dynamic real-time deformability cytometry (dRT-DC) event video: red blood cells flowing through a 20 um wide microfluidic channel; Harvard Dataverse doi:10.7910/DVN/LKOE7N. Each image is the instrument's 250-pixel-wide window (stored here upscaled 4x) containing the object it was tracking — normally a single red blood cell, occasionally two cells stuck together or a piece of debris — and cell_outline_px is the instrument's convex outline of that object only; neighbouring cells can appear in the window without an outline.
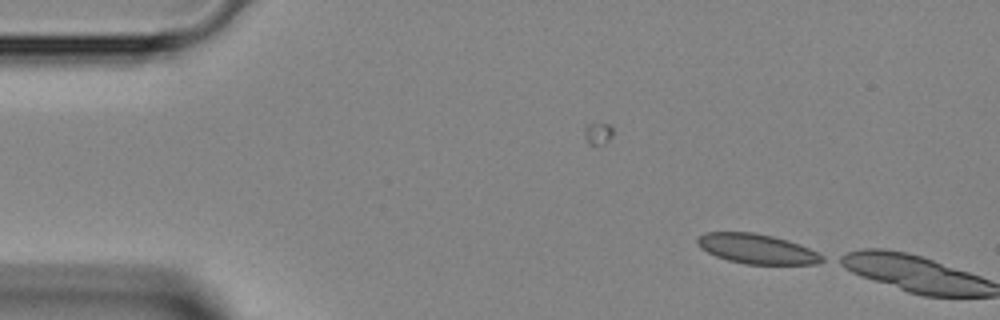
{"species": "Egyptian fruit bat (a non-hibernating species)", "species_latin": "Rousettus aegyptiacus", "temperature_condition": "room temperature", "stored_images_in_passage": 3, "camera_frame_rate_fps": 3000, "um_per_image_px": 0.085, "animal": {"sex": "female"}, "frame": {"image": 1, "passage_image": 3, "time_ms": 0.667, "image_size_px": [1000, 320], "cell_outline_px": [[824, 260], [816, 264], [744, 264], [728, 260], [716, 256], [700, 248], [696, 244], [696, 240], [704, 232], [752, 232], [772, 236], [788, 240], [800, 244], [824, 256]], "centroid_in_image_um": [64.31, 21.15], "position_along_channel_um": 20.7, "area_um2": 21.62}}